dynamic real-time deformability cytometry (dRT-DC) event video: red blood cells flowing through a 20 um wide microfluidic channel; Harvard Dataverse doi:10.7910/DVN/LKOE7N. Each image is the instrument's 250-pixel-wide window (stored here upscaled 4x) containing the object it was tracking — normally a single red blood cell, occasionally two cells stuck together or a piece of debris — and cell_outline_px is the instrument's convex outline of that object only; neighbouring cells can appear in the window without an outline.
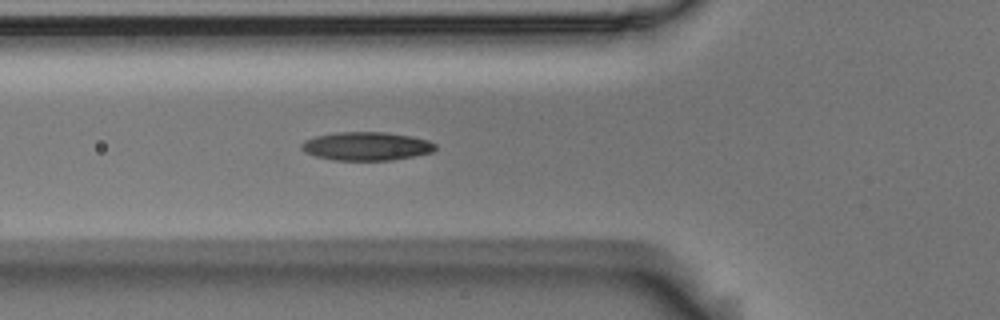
{"species": "Egyptian fruit bat (a non-hibernating species)", "species_latin": "Rousettus aegyptiacus", "temperature_condition": "room temperature", "stored_images_in_passage": 3, "camera_frame_rate_fps": 3000, "um_per_image_px": 0.085, "animal": {"sex": "male"}, "frame": {"image": 1, "passage_image": 3, "time_ms": 0.667, "image_size_px": [1000, 320], "cell_outline_px": [[436, 148], [432, 152], [392, 160], [332, 160], [316, 156], [304, 152], [300, 148], [300, 144], [304, 140], [316, 136], [336, 132], [384, 132], [412, 136], [428, 140], [436, 144]], "centroid_in_image_um": [31.12, 12.42], "position_along_channel_um": 94.7, "area_um2": 22.25}}